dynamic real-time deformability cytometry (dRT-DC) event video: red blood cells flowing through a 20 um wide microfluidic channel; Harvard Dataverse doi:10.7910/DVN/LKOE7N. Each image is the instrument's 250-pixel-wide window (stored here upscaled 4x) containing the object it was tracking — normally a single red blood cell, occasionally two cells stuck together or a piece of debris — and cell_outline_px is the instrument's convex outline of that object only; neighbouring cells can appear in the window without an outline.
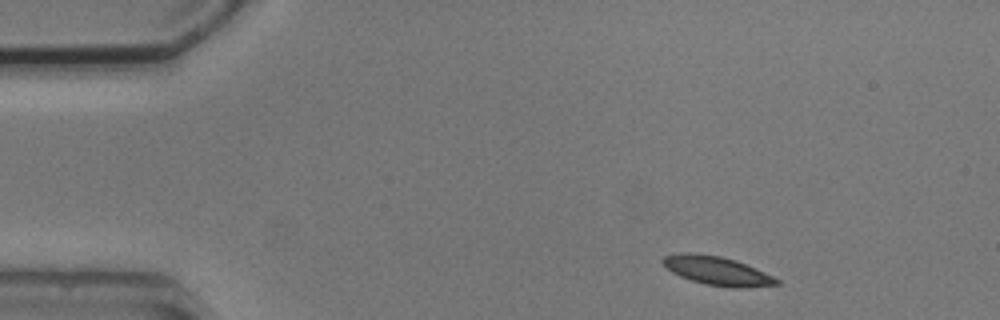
{"species": "common noctule bat (a hibernating species)", "species_latin": "Nyctalus noctula", "temperature_condition": "cold", "stored_images_in_passage": 4, "camera_frame_rate_fps": 3000, "um_per_image_px": 0.085, "animal": {"sex": "male", "body_mass_g": 20.5, "forearm_length_mm": 52.5}, "frame": {"image": 1, "passage_image": 1, "time_ms": 0.0, "image_size_px": [1000, 320], "cell_outline_px": [[780, 284], [744, 288], [732, 288], [708, 284], [692, 280], [680, 276], [672, 272], [660, 260], [664, 256], [680, 252], [688, 252], [720, 256], [736, 260], [756, 268], [780, 280]], "centroid_in_image_um": [60.96, 23.01], "position_along_channel_um": 24.0, "area_um2": 18.96}}
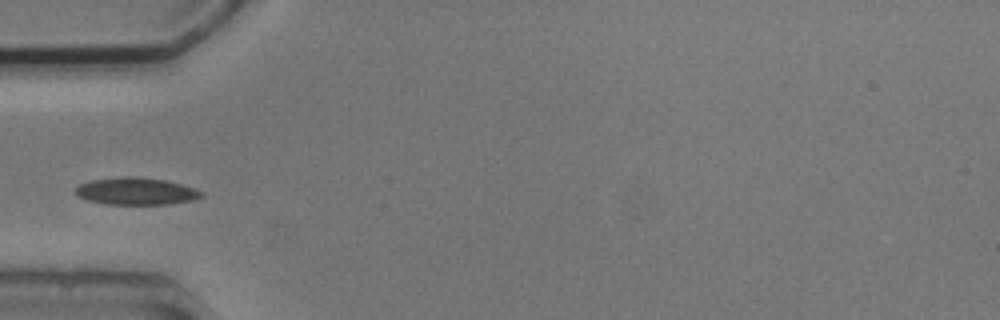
{"frame": {"image": 2, "passage_image": 4, "time_ms": 3.333, "image_size_px": [1000, 320], "cell_outline_px": [[204, 196], [192, 200], [168, 204], [104, 204], [88, 200], [76, 196], [72, 192], [80, 184], [92, 180], [124, 176], [136, 176], [164, 180], [196, 188], [204, 192]], "centroid_in_image_um": [11.55, 16.25], "position_along_channel_um": 73.4, "area_um2": 20.06}}